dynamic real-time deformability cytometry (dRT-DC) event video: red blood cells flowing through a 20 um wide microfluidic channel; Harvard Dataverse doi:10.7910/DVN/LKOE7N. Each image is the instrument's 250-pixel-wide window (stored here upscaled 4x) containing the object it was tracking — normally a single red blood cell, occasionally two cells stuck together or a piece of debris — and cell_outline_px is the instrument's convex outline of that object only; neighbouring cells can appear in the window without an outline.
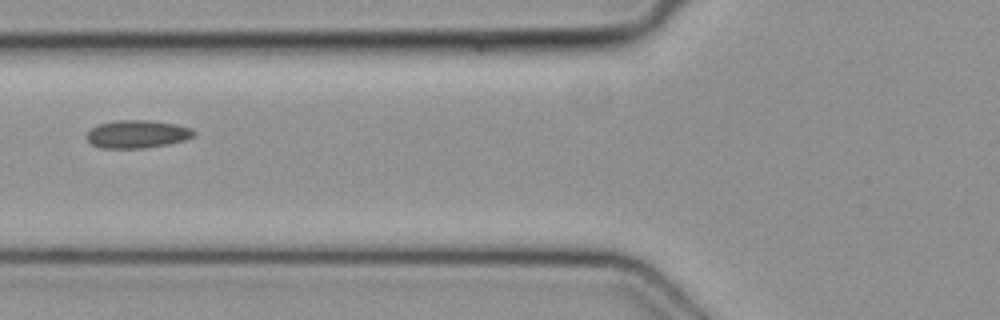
{"species": "common noctule bat (a hibernating species)", "species_latin": "Nyctalus noctula", "temperature_condition": "cold", "stored_images_in_passage": 6, "camera_frame_rate_fps": 3000, "um_per_image_px": 0.085, "animal": {"sex": "female", "body_mass_g": 19.3, "forearm_length_mm": 54.1}, "frame": {"image": 1, "passage_image": 6, "time_ms": 1.667, "image_size_px": [1000, 320], "cell_outline_px": [[196, 136], [184, 140], [168, 144], [144, 148], [100, 148], [92, 144], [88, 140], [88, 132], [92, 128], [100, 124], [116, 120], [148, 120], [176, 124], [192, 128], [196, 132]], "centroid_in_image_um": [11.71, 11.4], "position_along_channel_um": 114.1, "area_um2": 17.4}}